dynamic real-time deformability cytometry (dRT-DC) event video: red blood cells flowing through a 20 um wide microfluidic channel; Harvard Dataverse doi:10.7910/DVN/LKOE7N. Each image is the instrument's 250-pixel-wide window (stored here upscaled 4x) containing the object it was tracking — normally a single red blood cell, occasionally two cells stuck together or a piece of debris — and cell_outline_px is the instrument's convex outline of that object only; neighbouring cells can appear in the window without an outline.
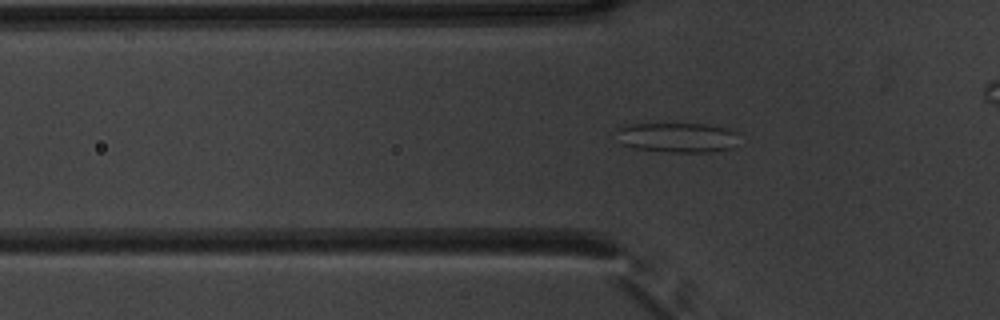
{"species": "common noctule bat (a hibernating species)", "species_latin": "Nyctalus noctula", "temperature_condition": "warm", "stored_images_in_passage": 54, "camera_frame_rate_fps": 3000, "um_per_image_px": 0.085, "animal": {"sex": "male", "body_mass_g": 20.1, "forearm_length_mm": 53.5}, "frame": {"image": 1, "passage_image": 18, "time_ms": 5.667, "image_size_px": [1000, 320], "cell_outline_px": [[736, 132], [732, 148], [712, 152], [668, 152], [636, 148], [624, 144], [616, 132], [616, 128], [628, 124], [704, 124], [724, 128]], "centroid_in_image_um": [57.54, 11.68], "position_along_channel_um": 68.3, "area_um2": 20.87}}
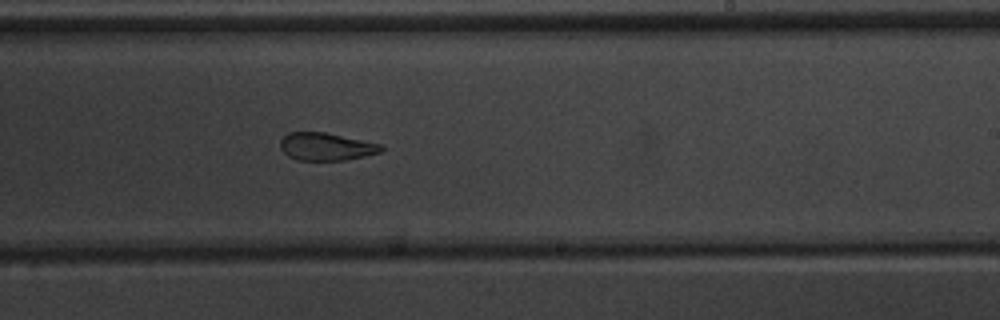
{"frame": {"image": 2, "passage_image": 33, "time_ms": 10.667, "image_size_px": [1000, 320], "cell_outline_px": [[384, 148], [380, 152], [364, 156], [344, 160], [296, 160], [288, 156], [280, 148], [280, 140], [288, 132], [324, 132], [380, 144]], "centroid_in_image_um": [27.68, 12.46], "position_along_channel_um": 261.3, "area_um2": 16.13}}
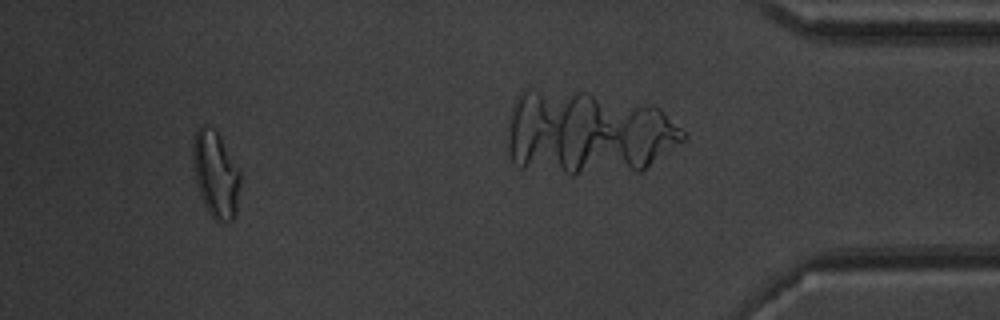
{"frame": {"image": 3, "passage_image": 50, "time_ms": 16.333, "image_size_px": [1000, 320], "cell_outline_px": [[240, 184], [236, 216], [228, 224], [220, 224], [208, 212], [204, 204], [196, 184], [192, 168], [192, 144], [196, 128], [204, 124], [216, 132], [220, 136], [240, 168]], "centroid_in_image_um": [18.33, 14.84], "position_along_channel_um": 416.9, "area_um2": 24.51}, "authors_computed_cell_mechanics": {"area_um2": 20.3745, "velocity_mm_per_s": 3.8655, "shape_relaxation_time_tau1_ms": null, "shape_relaxation_time_tau2_ms": 1.7958, "deformation_change_tau1": null, "deformation_change_tau2": 0.0976}}